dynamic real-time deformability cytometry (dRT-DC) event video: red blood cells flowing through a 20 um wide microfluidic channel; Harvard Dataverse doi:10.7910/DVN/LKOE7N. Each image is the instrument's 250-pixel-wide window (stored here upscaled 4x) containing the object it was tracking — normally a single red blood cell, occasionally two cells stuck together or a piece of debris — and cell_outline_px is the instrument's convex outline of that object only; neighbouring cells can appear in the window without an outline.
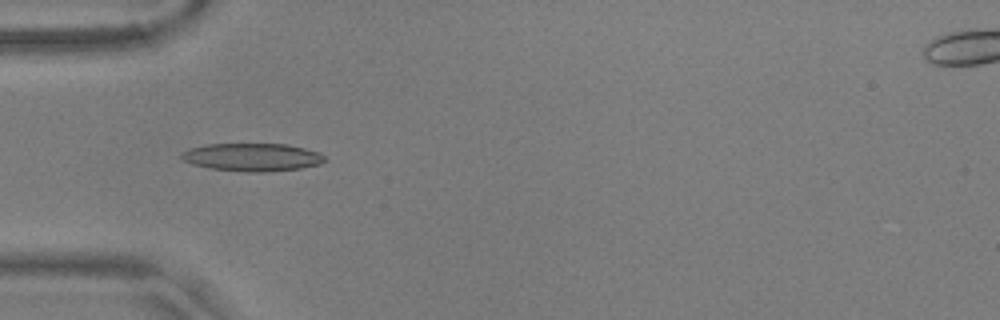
{"species": "common noctule bat (a hibernating species)", "species_latin": "Nyctalus noctula", "temperature_condition": "warm", "stored_images_in_passage": 37, "camera_frame_rate_fps": 3000, "um_per_image_px": 0.085, "animal": {"sex": "male", "body_mass_g": 17.9, "forearm_length_mm": 54.2}, "frame": {"image": 1, "passage_image": 5, "time_ms": 1.333, "image_size_px": [1000, 320], "cell_outline_px": [[324, 160], [320, 164], [300, 168], [268, 172], [244, 172], [212, 168], [196, 164], [184, 160], [180, 156], [180, 152], [188, 148], [208, 144], [288, 144], [320, 152], [324, 156]], "centroid_in_image_um": [21.45, 13.35], "position_along_channel_um": 63.6, "area_um2": 23.24}}
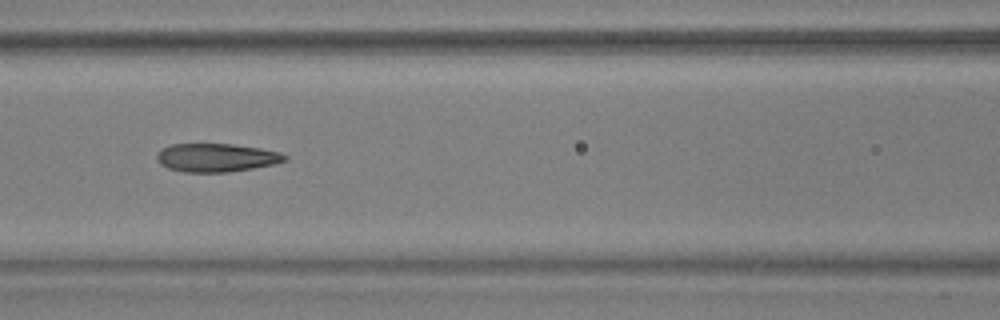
{"frame": {"image": 2, "passage_image": 12, "time_ms": 3.667, "image_size_px": [1000, 320], "cell_outline_px": [[288, 160], [276, 164], [228, 172], [184, 172], [168, 168], [160, 164], [156, 160], [156, 156], [164, 148], [172, 144], [232, 144], [260, 148], [280, 152], [288, 156]], "centroid_in_image_um": [18.43, 13.4], "position_along_channel_um": 148.2, "area_um2": 21.15}}
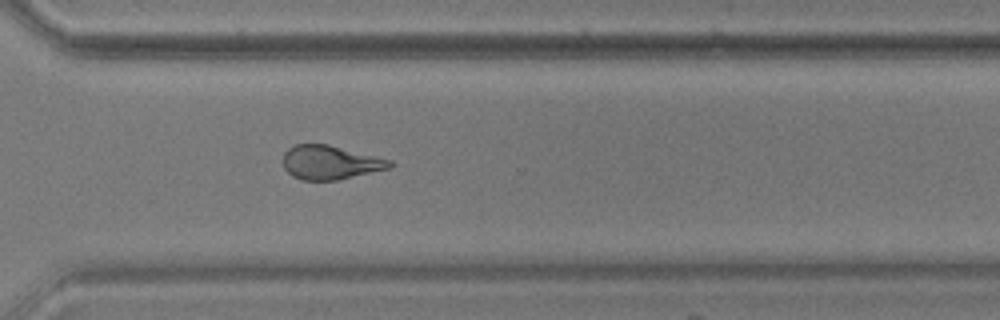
{"frame": {"image": 3, "passage_image": 28, "time_ms": 9.0, "image_size_px": [1000, 320], "cell_outline_px": [[392, 168], [336, 180], [304, 180], [292, 176], [284, 168], [284, 152], [288, 148], [296, 144], [328, 144], [392, 160]], "centroid_in_image_um": [28.08, 13.8], "position_along_channel_um": 342.5, "area_um2": 21.04}, "authors_computed_cell_mechanics": {"area_um2": 21.3282, "velocity_mm_per_s": 3.6528, "shape_relaxation_time_tau1_ms": 6.6476, "shape_relaxation_time_tau2_ms": 1.9411, "deformation_change_tau1": 0.2406, "deformation_change_tau2": 0.1186}}